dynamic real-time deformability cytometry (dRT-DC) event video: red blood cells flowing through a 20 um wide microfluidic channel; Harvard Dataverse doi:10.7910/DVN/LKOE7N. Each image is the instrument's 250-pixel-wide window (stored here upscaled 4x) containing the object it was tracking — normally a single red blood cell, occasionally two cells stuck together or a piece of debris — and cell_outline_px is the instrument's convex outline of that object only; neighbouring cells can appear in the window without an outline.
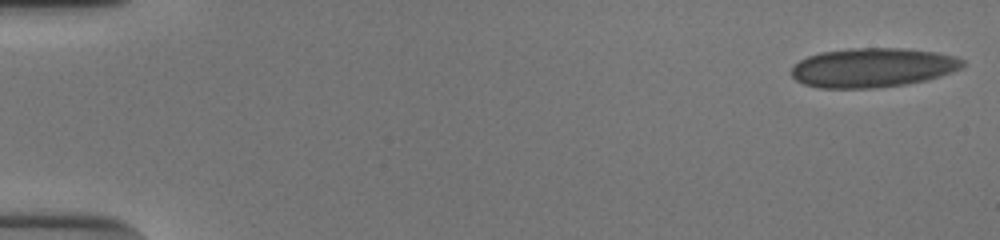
{"species": "human", "species_latin": "Homo sapiens", "temperature_condition": "cold", "stored_images_in_passage": 53, "camera_frame_rate_fps": 3000, "um_per_image_px": 0.085, "donor": {"sex": "male"}, "frame": {"image": 1, "passage_image": 1, "time_ms": 0.0, "image_size_px": [1000, 240], "cell_outline_px": [[964, 64], [960, 68], [952, 72], [928, 80], [904, 84], [876, 88], [820, 88], [804, 84], [796, 80], [792, 76], [792, 68], [800, 60], [808, 56], [820, 52], [852, 48], [900, 48], [936, 52], [956, 56], [964, 60]], "centroid_in_image_um": [74.19, 5.75], "position_along_channel_um": 10.8, "area_um2": 39.19}}
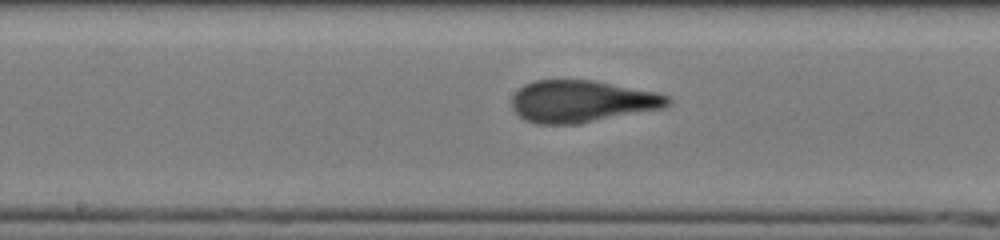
{"frame": {"image": 2, "passage_image": 28, "time_ms": 9.0, "image_size_px": [1000, 240], "cell_outline_px": [[672, 100], [664, 108], [580, 124], [536, 124], [524, 120], [512, 108], [512, 96], [524, 84], [536, 80], [592, 80], [656, 92], [668, 96]], "centroid_in_image_um": [49.45, 8.63], "position_along_channel_um": 198.8, "area_um2": 38.26}}
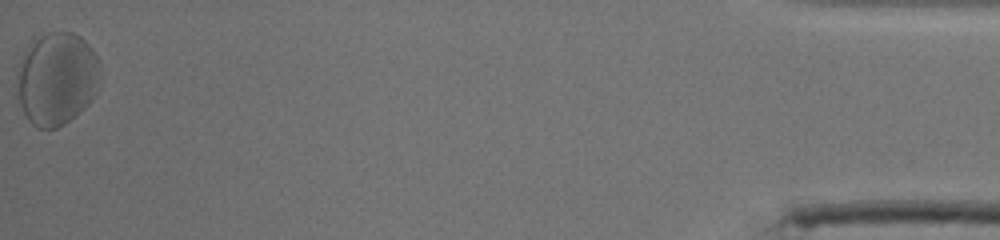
{"frame": {"image": 3, "passage_image": 53, "time_ms": 17.333, "image_size_px": [1000, 240], "cell_outline_px": [[100, 64], [96, 92], [88, 104], [84, 108], [64, 124], [56, 128], [36, 128], [28, 120], [16, 96], [16, 72], [20, 56], [32, 36], [48, 32], [72, 32], [80, 36], [92, 48]], "centroid_in_image_um": [4.75, 6.64], "position_along_channel_um": 430.4, "area_um2": 45.89}, "authors_computed_cell_mechanics": {"area_um2": 38.726, "velocity_mm_per_s": 3.8407, "shape_relaxation_time_tau1_ms": 7.3872, "shape_relaxation_time_tau2_ms": null, "deformation_change_tau1": 0.1636, "deformation_change_tau2": null}}